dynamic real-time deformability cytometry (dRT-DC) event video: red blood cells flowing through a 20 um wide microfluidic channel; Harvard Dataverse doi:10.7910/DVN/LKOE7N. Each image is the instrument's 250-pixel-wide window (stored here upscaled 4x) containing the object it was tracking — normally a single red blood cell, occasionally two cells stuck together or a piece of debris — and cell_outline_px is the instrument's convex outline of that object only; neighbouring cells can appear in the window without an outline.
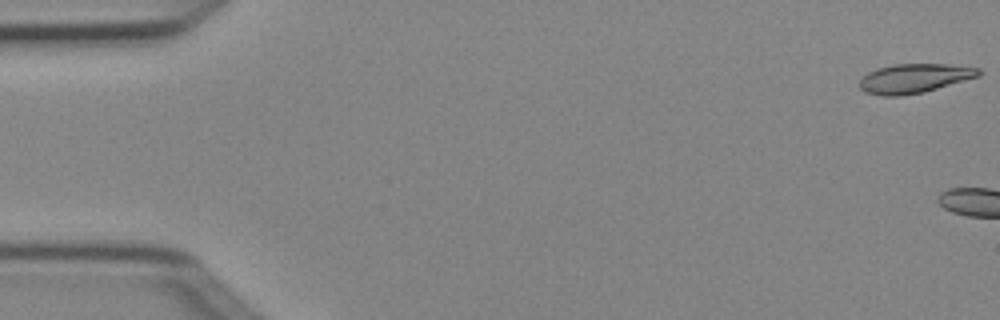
{"species": "Egyptian fruit bat (a non-hibernating species)", "species_latin": "Rousettus aegyptiacus", "temperature_condition": "cold", "stored_images_in_passage": 5, "camera_frame_rate_fps": 3000, "um_per_image_px": 0.085, "animal": {"sex": "female"}, "frame": {"image": 1, "passage_image": 1, "time_ms": 0.0, "image_size_px": [1000, 320], "cell_outline_px": [[984, 72], [980, 76], [924, 92], [900, 96], [884, 96], [864, 92], [860, 88], [860, 80], [868, 72], [876, 68], [896, 64], [948, 64], [980, 68]], "centroid_in_image_um": [77.75, 6.66], "position_along_channel_um": 7.3, "area_um2": 20.4}}
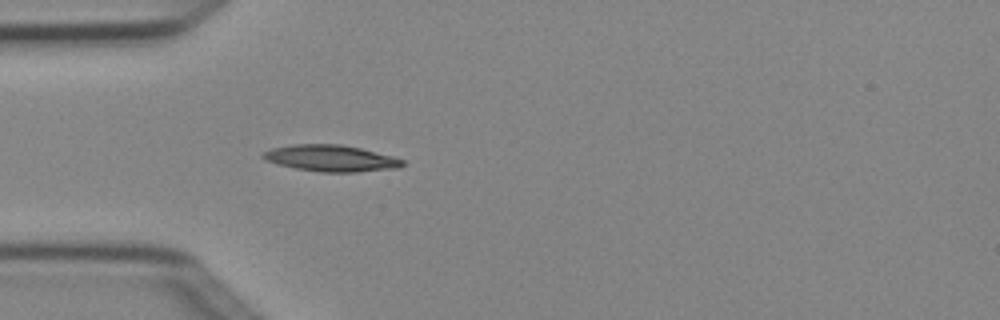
{"frame": {"image": 2, "passage_image": 5, "time_ms": 1.333, "image_size_px": [1000, 320], "cell_outline_px": [[404, 164], [400, 168], [356, 172], [320, 172], [296, 168], [276, 164], [264, 160], [260, 156], [264, 152], [272, 148], [292, 144], [340, 144], [360, 148], [392, 156], [404, 160]], "centroid_in_image_um": [28.11, 13.45], "position_along_channel_um": 56.9, "area_um2": 21.56}}